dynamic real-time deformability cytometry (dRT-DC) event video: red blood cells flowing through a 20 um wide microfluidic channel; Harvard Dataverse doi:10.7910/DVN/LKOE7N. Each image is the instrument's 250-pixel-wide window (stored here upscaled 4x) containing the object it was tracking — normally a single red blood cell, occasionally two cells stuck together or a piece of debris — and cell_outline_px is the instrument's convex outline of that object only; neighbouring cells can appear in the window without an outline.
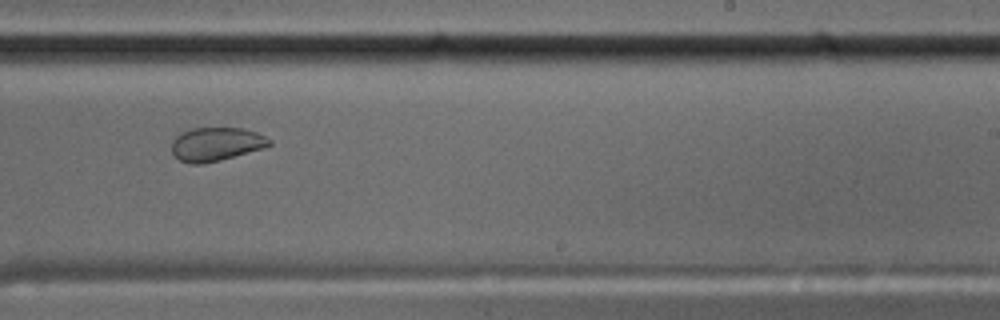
{"species": "common noctule bat (a hibernating species)", "species_latin": "Nyctalus noctula", "temperature_condition": "cold", "stored_images_in_passage": 10, "camera_frame_rate_fps": 3000, "um_per_image_px": 0.085, "animal": {"sex": "male", "body_mass_g": 17.5, "forearm_length_mm": 52.3}, "frame": {"image": 1, "passage_image": 6, "time_ms": 1.667, "image_size_px": [1000, 320], "cell_outline_px": [[272, 144], [264, 148], [220, 160], [204, 164], [192, 164], [180, 160], [172, 152], [172, 140], [180, 132], [192, 128], [240, 128], [256, 132], [272, 140]], "centroid_in_image_um": [18.36, 12.25], "position_along_channel_um": 270.6, "area_um2": 19.13}}
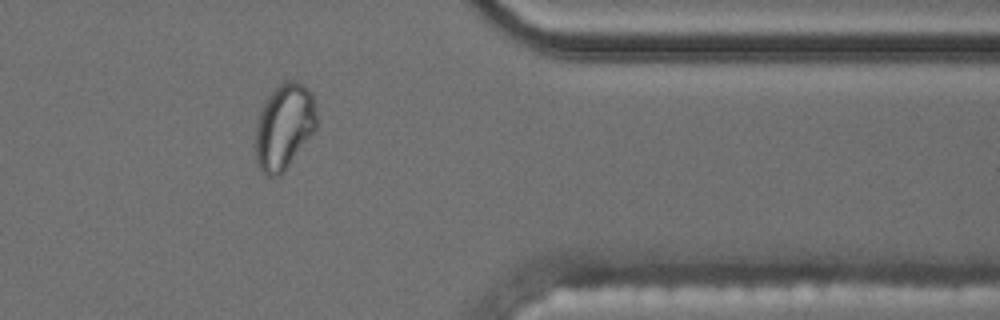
{"frame": {"image": 2, "passage_image": 9, "time_ms": 2.667, "image_size_px": [1000, 320], "cell_outline_px": [[320, 120], [316, 128], [284, 172], [280, 176], [268, 176], [256, 164], [256, 124], [260, 112], [268, 96], [276, 84], [284, 80], [296, 80], [304, 84], [312, 92]], "centroid_in_image_um": [24.19, 10.71], "position_along_channel_um": 387.2, "area_um2": 31.04}}